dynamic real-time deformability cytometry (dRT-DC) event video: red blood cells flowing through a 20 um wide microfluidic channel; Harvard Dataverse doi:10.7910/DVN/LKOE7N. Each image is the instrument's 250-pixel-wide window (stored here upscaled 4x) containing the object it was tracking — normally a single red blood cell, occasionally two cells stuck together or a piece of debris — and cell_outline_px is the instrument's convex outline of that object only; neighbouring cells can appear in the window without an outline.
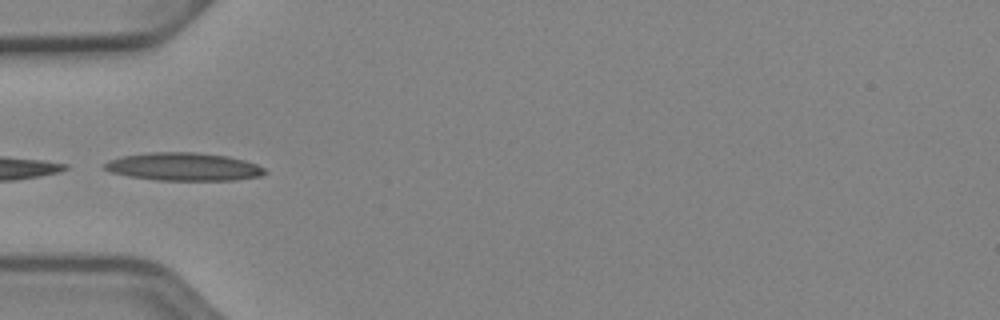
{"species": "Egyptian fruit bat (a non-hibernating species)", "species_latin": "Rousettus aegyptiacus", "temperature_condition": "cold", "stored_images_in_passage": 24, "camera_frame_rate_fps": 3000, "um_per_image_px": 0.085, "animal": {"sex": "female"}, "frame": {"image": 1, "passage_image": 1, "time_ms": 0.0, "image_size_px": [1000, 320], "cell_outline_px": [[268, 172], [260, 176], [236, 180], [156, 180], [128, 176], [112, 172], [104, 168], [104, 164], [108, 160], [124, 156], [148, 152], [196, 152], [228, 156], [244, 160], [256, 164], [264, 168]], "centroid_in_image_um": [15.63, 14.17], "position_along_channel_um": 69.4, "area_um2": 26.13}}